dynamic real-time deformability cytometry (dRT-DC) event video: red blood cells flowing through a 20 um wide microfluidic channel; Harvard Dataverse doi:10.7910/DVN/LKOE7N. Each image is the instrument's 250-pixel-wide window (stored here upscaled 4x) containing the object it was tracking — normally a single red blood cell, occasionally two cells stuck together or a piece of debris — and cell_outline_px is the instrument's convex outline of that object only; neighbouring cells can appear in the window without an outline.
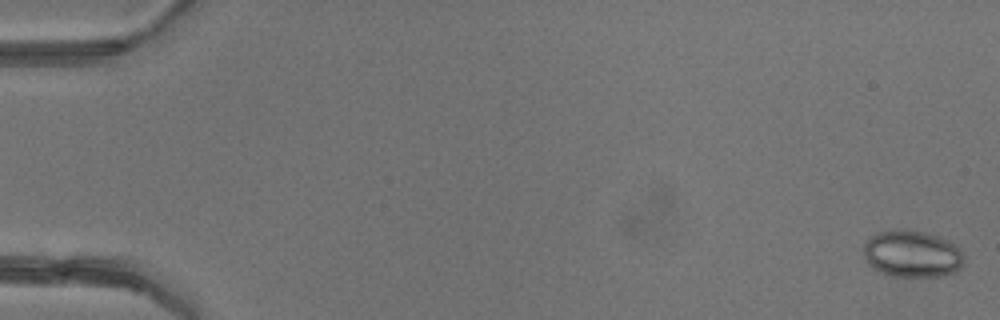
{"species": "common noctule bat (a hibernating species)", "species_latin": "Nyctalus noctula", "temperature_condition": "warm", "stored_images_in_passage": 6, "camera_frame_rate_fps": 3000, "um_per_image_px": 0.085, "animal": {"sex": "female"}, "frame": {"image": 1, "passage_image": 1, "time_ms": 0.0, "image_size_px": [1000, 320], "cell_outline_px": [[964, 260], [960, 268], [956, 272], [944, 276], [896, 276], [884, 272], [868, 264], [864, 256], [864, 244], [872, 236], [880, 232], [924, 232], [936, 236], [952, 244], [964, 256]], "centroid_in_image_um": [77.55, 21.63], "position_along_channel_um": 7.5, "area_um2": 26.3}}